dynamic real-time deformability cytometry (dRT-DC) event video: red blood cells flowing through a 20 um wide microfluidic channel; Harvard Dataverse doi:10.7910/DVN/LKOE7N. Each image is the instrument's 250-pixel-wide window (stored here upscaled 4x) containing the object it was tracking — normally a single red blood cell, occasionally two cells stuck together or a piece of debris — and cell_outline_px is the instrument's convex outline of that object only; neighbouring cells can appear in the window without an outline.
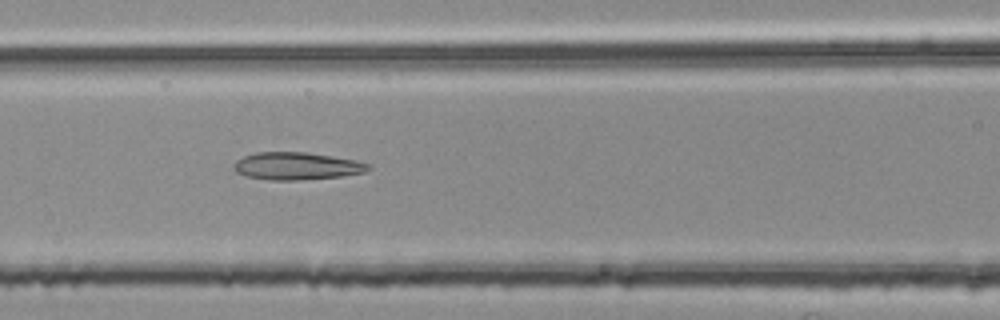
{"species": "common noctule bat (a hibernating species)", "species_latin": "Nyctalus noctula", "temperature_condition": "room temperature", "stored_images_in_passage": 45, "camera_frame_rate_fps": 3000, "um_per_image_px": 0.085, "animal": {"sex": "female", "body_mass_g": 25.1}, "frame": {"image": 1, "passage_image": 14, "time_ms": 4.333, "image_size_px": [1000, 320], "cell_outline_px": [[372, 168], [364, 172], [340, 176], [296, 180], [268, 180], [248, 176], [236, 172], [232, 168], [232, 164], [236, 160], [244, 156], [256, 152], [308, 152], [332, 156], [352, 160], [368, 164]], "centroid_in_image_um": [25.16, 14.11], "position_along_channel_um": 141.4, "area_um2": 21.39}}
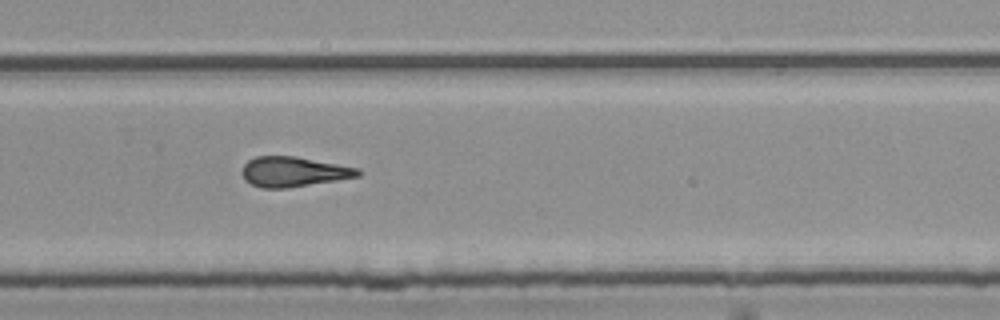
{"frame": {"image": 2, "passage_image": 27, "time_ms": 8.667, "image_size_px": [1000, 320], "cell_outline_px": [[360, 176], [288, 188], [264, 188], [252, 184], [244, 180], [240, 172], [244, 164], [248, 160], [256, 156], [296, 156], [360, 168]], "centroid_in_image_um": [24.92, 14.59], "position_along_channel_um": 304.9, "area_um2": 20.35}}
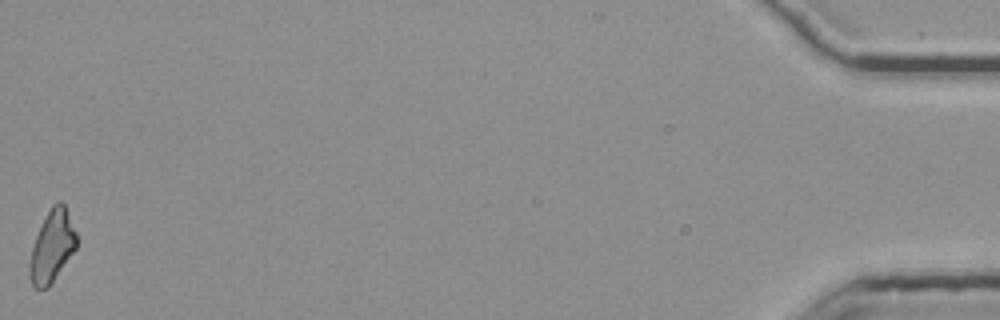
{"frame": {"image": 3, "passage_image": 45, "time_ms": 14.667, "image_size_px": [1000, 320], "cell_outline_px": [[76, 248], [48, 288], [36, 288], [32, 284], [28, 272], [28, 264], [32, 248], [36, 236], [52, 204], [60, 200], [64, 204], [76, 232]], "centroid_in_image_um": [4.41, 20.95], "position_along_channel_um": 430.8, "area_um2": 19.25}, "authors_computed_cell_mechanics": {"area_um2": 20.5768, "velocity_mm_per_s": 3.7831, "shape_relaxation_time_tau1_ms": null, "shape_relaxation_time_tau2_ms": 2.9954, "deformation_change_tau1": null, "deformation_change_tau2": 0.1505}}